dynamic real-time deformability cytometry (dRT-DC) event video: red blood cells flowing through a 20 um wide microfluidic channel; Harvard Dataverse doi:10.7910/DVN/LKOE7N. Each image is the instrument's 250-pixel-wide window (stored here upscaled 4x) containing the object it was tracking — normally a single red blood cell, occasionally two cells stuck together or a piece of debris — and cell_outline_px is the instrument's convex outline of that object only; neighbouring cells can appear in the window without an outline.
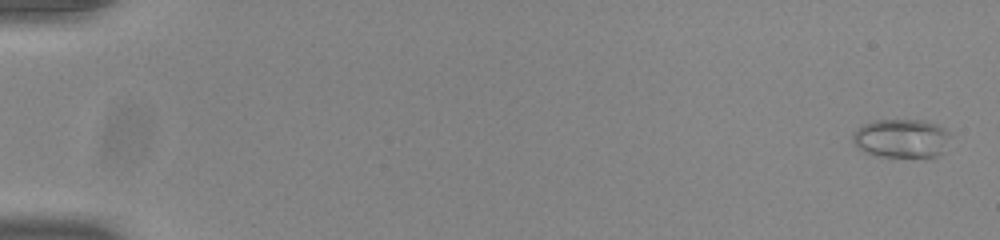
{"species": "common noctule bat (a hibernating species)", "species_latin": "Nyctalus noctula", "temperature_condition": "room temperature", "stored_images_in_passage": 53, "camera_frame_rate_fps": 3000, "um_per_image_px": 0.085, "animal": {"sex": "male", "body_mass_g": 20.0, "forearm_length_mm": 53.3}, "frame": {"image": 1, "passage_image": 1, "time_ms": 0.0, "image_size_px": [1000, 240], "cell_outline_px": [[948, 136], [944, 152], [936, 156], [924, 160], [876, 156], [864, 152], [852, 140], [852, 132], [864, 124], [876, 120], [924, 120], [936, 124], [944, 128], [948, 132]], "centroid_in_image_um": [76.63, 11.81], "position_along_channel_um": 8.4, "area_um2": 22.66}}
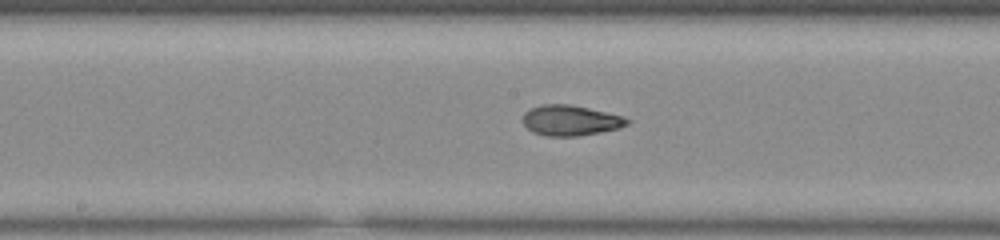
{"frame": {"image": 2, "passage_image": 29, "time_ms": 9.333, "image_size_px": [1000, 240], "cell_outline_px": [[632, 120], [628, 124], [620, 128], [580, 136], [544, 136], [532, 132], [524, 124], [524, 112], [540, 104], [572, 104], [624, 116]], "centroid_in_image_um": [48.52, 10.23], "position_along_channel_um": 199.7, "area_um2": 18.67}}
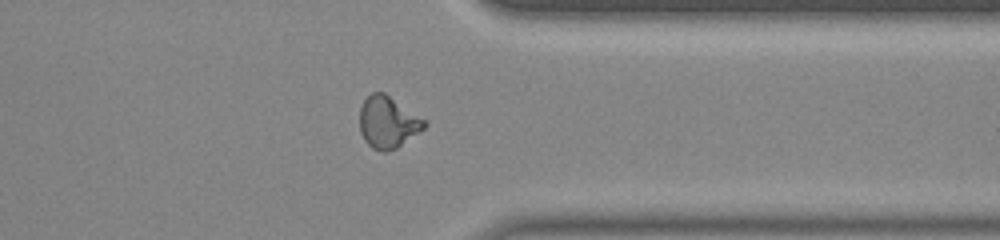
{"frame": {"image": 3, "passage_image": 43, "time_ms": 14.0, "image_size_px": [1000, 240], "cell_outline_px": [[428, 124], [424, 128], [396, 148], [384, 152], [380, 152], [372, 148], [364, 140], [360, 132], [360, 108], [364, 100], [372, 92], [384, 92], [428, 120]], "centroid_in_image_um": [32.98, 10.38], "position_along_channel_um": 378.4, "area_um2": 19.65}, "authors_computed_cell_mechanics": {"area_um2": 18.785, "velocity_mm_per_s": 3.9022, "shape_relaxation_time_tau1_ms": null, "shape_relaxation_time_tau2_ms": 1.4581, "deformation_change_tau1": null, "deformation_change_tau2": 0.0773}}